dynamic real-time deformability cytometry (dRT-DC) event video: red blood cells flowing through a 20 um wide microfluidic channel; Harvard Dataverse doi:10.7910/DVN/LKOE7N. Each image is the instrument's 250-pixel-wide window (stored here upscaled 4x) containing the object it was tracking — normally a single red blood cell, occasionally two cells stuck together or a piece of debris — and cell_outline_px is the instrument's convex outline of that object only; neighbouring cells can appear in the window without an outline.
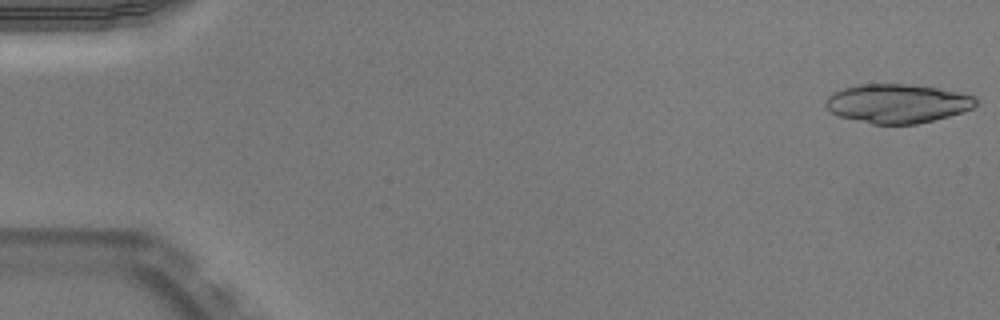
{"species": "Egyptian fruit bat (a non-hibernating species)", "species_latin": "Rousettus aegyptiacus", "temperature_condition": "warm", "stored_images_in_passage": 19, "camera_frame_rate_fps": 3000, "um_per_image_px": 0.085, "animal": {"sex": "male"}, "frame": {"image": 1, "passage_image": 1, "time_ms": 0.0, "image_size_px": [1000, 320], "cell_outline_px": [[976, 104], [972, 108], [964, 112], [916, 124], [872, 124], [840, 116], [832, 112], [824, 104], [824, 100], [832, 92], [856, 84], [908, 84], [936, 88], [960, 92], [976, 96]], "centroid_in_image_um": [76.27, 8.79], "position_along_channel_um": 8.7, "area_um2": 34.1}}